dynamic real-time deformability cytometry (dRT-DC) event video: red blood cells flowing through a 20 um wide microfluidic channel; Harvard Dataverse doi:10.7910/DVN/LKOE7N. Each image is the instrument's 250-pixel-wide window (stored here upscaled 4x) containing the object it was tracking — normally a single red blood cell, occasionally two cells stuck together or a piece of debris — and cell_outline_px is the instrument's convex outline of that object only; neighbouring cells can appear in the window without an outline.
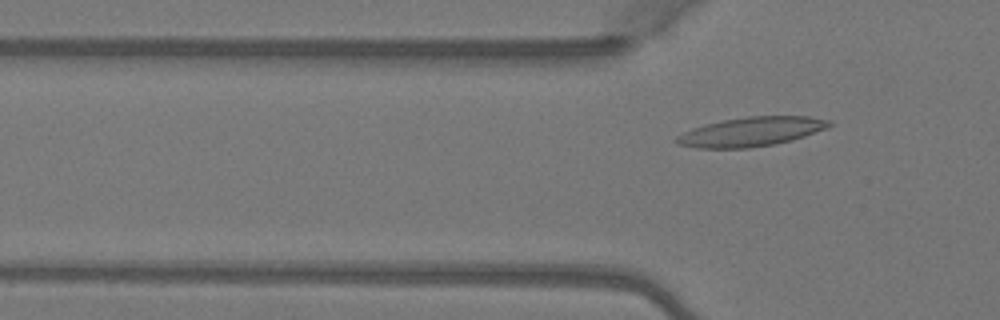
{"species": "Egyptian fruit bat (a non-hibernating species)", "species_latin": "Rousettus aegyptiacus", "temperature_condition": "warm", "stored_images_in_passage": 6, "camera_frame_rate_fps": 3000, "um_per_image_px": 0.085, "animal": {"sex": "female"}, "frame": {"image": 1, "passage_image": 6, "time_ms": 1.667, "image_size_px": [1000, 320], "cell_outline_px": [[832, 124], [828, 128], [792, 140], [776, 144], [748, 148], [696, 148], [676, 144], [672, 140], [676, 136], [692, 128], [704, 124], [724, 120], [748, 116], [808, 116], [832, 120]], "centroid_in_image_um": [63.84, 11.2], "position_along_channel_um": 62.0, "area_um2": 26.24}}